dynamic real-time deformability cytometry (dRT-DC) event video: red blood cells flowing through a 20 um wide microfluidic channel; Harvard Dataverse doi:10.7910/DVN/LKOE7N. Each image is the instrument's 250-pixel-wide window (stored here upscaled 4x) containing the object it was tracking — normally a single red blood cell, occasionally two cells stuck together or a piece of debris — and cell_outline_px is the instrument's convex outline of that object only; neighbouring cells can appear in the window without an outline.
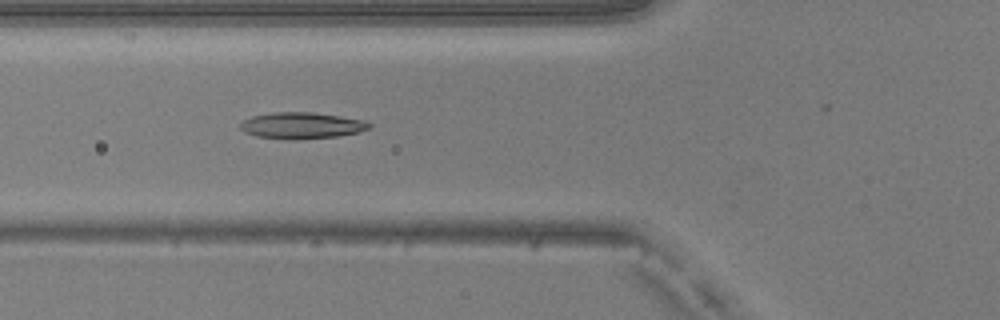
{"species": "common noctule bat (a hibernating species)", "species_latin": "Nyctalus noctula", "temperature_condition": "warm", "stored_images_in_passage": 27, "camera_frame_rate_fps": 3000, "um_per_image_px": 0.085, "animal": {"sex": "male", "body_mass_g": 20.5, "forearm_length_mm": 52.5}, "frame": {"image": 1, "passage_image": 18, "time_ms": 5.667, "image_size_px": [1000, 320], "cell_outline_px": [[372, 128], [360, 132], [340, 136], [292, 140], [284, 140], [256, 136], [244, 132], [240, 128], [240, 124], [244, 120], [252, 116], [272, 112], [312, 112], [340, 116], [364, 120], [372, 124]], "centroid_in_image_um": [25.66, 10.68], "position_along_channel_um": 100.1, "area_um2": 20.11}}
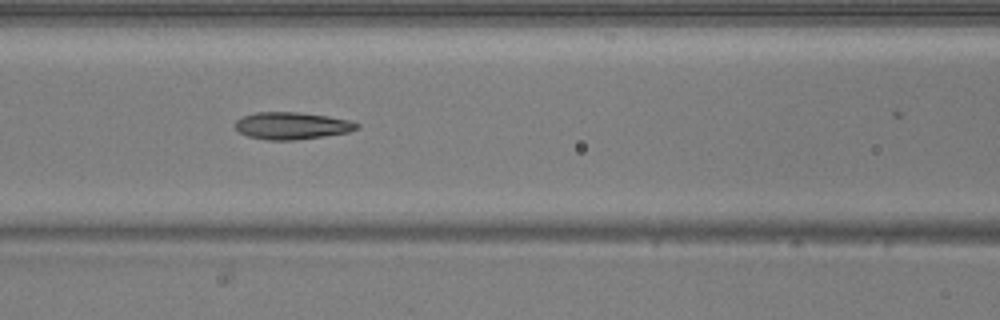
{"frame": {"image": 2, "passage_image": 21, "time_ms": 6.667, "image_size_px": [1000, 320], "cell_outline_px": [[360, 128], [348, 132], [324, 136], [296, 140], [264, 140], [248, 136], [240, 132], [236, 128], [236, 120], [244, 116], [256, 112], [300, 112], [328, 116], [348, 120], [360, 124]], "centroid_in_image_um": [24.83, 10.69], "position_along_channel_um": 141.8, "area_um2": 19.25}}
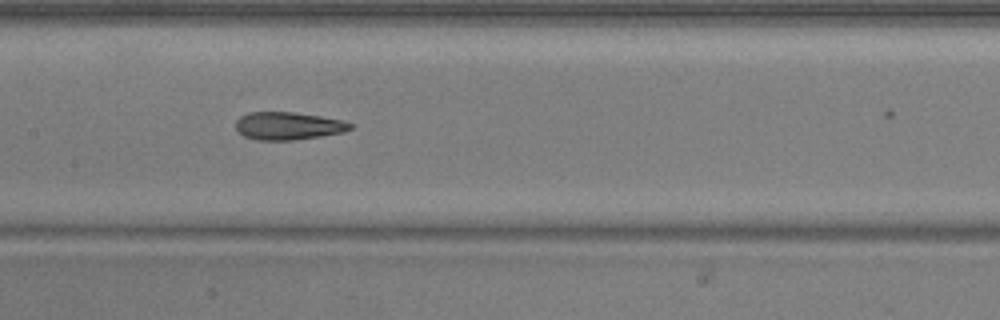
{"frame": {"image": 3, "passage_image": 24, "time_ms": 7.667, "image_size_px": [1000, 320], "cell_outline_px": [[352, 128], [344, 132], [320, 136], [292, 140], [256, 140], [244, 136], [236, 128], [236, 120], [240, 116], [248, 112], [292, 112], [320, 116], [340, 120], [352, 124]], "centroid_in_image_um": [24.46, 10.7], "position_along_channel_um": 182.9, "area_um2": 18.38}}